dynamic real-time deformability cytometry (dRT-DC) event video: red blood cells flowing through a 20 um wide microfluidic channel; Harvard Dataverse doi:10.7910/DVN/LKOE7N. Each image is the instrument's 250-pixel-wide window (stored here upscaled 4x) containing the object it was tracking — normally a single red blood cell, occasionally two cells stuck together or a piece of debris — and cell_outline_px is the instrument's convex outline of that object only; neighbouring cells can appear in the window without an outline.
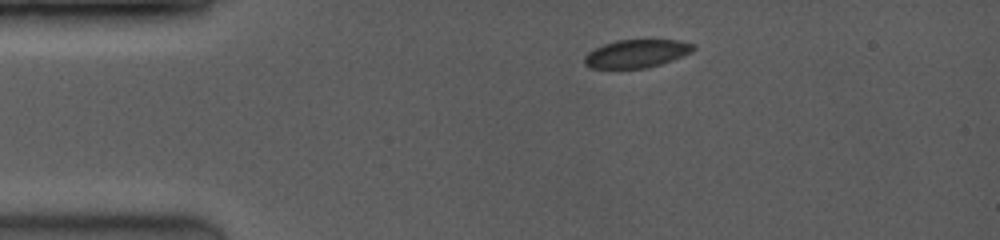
{"species": "common noctule bat (a hibernating species)", "species_latin": "Nyctalus noctula", "temperature_condition": "room temperature", "stored_images_in_passage": 8, "camera_frame_rate_fps": 3500, "um_per_image_px": 0.085, "animal": {"sex": "female", "body_mass_g": 19.0, "forearm_length_mm": 53.3}, "frame": {"image": 1, "passage_image": 4, "time_ms": 2.0, "image_size_px": [1000, 240], "cell_outline_px": [[696, 48], [692, 52], [672, 60], [648, 68], [588, 68], [584, 64], [584, 56], [588, 52], [604, 44], [616, 40], [680, 40], [696, 44]], "centroid_in_image_um": [54.12, 4.55], "position_along_channel_um": 30.9, "area_um2": 17.92}}
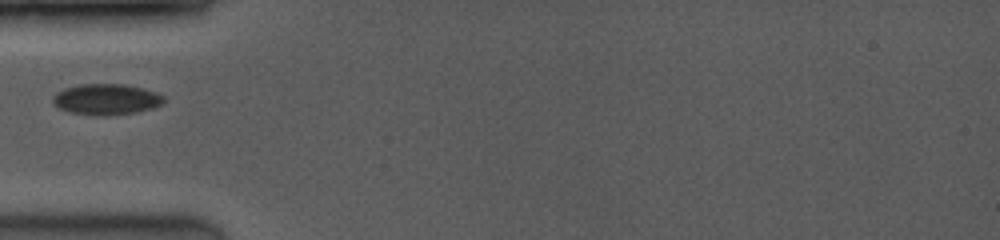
{"frame": {"image": 2, "passage_image": 7, "time_ms": 4.286, "image_size_px": [1000, 240], "cell_outline_px": [[164, 104], [152, 108], [136, 112], [108, 116], [96, 116], [68, 112], [52, 104], [52, 96], [56, 92], [64, 88], [80, 84], [124, 84], [156, 92], [164, 96]], "centroid_in_image_um": [9.0, 8.45], "position_along_channel_um": 76.0, "area_um2": 20.23}}